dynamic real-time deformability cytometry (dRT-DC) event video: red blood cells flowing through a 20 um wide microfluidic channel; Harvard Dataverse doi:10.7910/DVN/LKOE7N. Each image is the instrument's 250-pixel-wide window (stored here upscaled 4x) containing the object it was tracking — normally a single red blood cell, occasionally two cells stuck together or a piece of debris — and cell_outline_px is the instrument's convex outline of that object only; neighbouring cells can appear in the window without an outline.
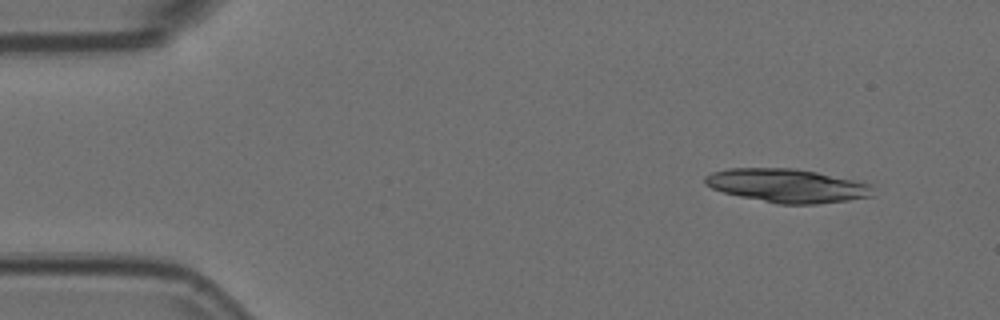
{"species": "Egyptian fruit bat (a non-hibernating species)", "species_latin": "Rousettus aegyptiacus", "temperature_condition": "room temperature", "stored_images_in_passage": 5, "camera_frame_rate_fps": 3000, "um_per_image_px": 0.085, "animal": {"sex": "female"}, "frame": {"image": 1, "passage_image": 1, "time_ms": 0.0, "image_size_px": [1000, 320], "cell_outline_px": [[876, 196], [848, 200], [816, 204], [776, 204], [740, 196], [724, 192], [712, 188], [704, 184], [704, 176], [712, 172], [728, 168], [796, 168], [864, 180], [872, 184]], "centroid_in_image_um": [67.01, 15.77], "position_along_channel_um": 18.0, "area_um2": 33.64}}